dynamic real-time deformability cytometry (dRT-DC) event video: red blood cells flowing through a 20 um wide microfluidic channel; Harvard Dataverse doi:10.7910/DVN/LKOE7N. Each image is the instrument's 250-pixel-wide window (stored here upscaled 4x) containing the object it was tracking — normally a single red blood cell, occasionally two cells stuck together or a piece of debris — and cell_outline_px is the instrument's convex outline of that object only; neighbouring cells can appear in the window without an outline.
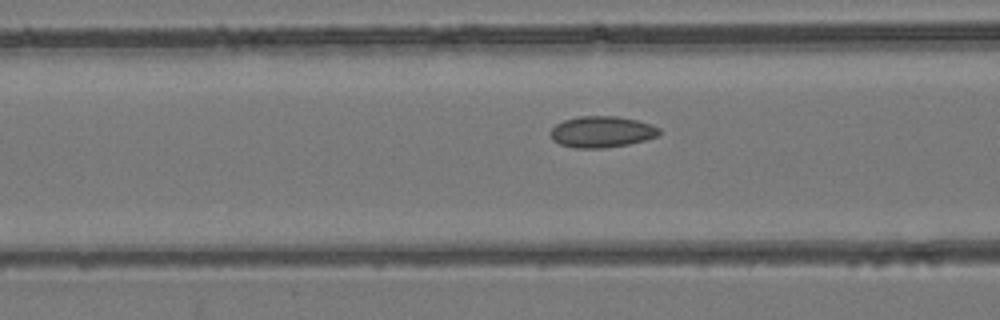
{"species": "common noctule bat (a hibernating species)", "species_latin": "Nyctalus noctula", "temperature_condition": "room temperature", "stored_images_in_passage": 8, "camera_frame_rate_fps": 3000, "um_per_image_px": 0.085, "animal": {"sex": "female", "body_mass_g": 24.6, "forearm_length_mm": 56.2}, "frame": {"image": 1, "passage_image": 7, "time_ms": 8.0, "image_size_px": [1000, 320], "cell_outline_px": [[660, 132], [656, 136], [644, 140], [628, 144], [604, 148], [576, 148], [560, 144], [552, 140], [548, 132], [556, 124], [564, 120], [580, 116], [616, 116], [636, 120], [652, 124], [660, 128]], "centroid_in_image_um": [51.12, 11.2], "position_along_channel_um": 115.5, "area_um2": 19.83}}
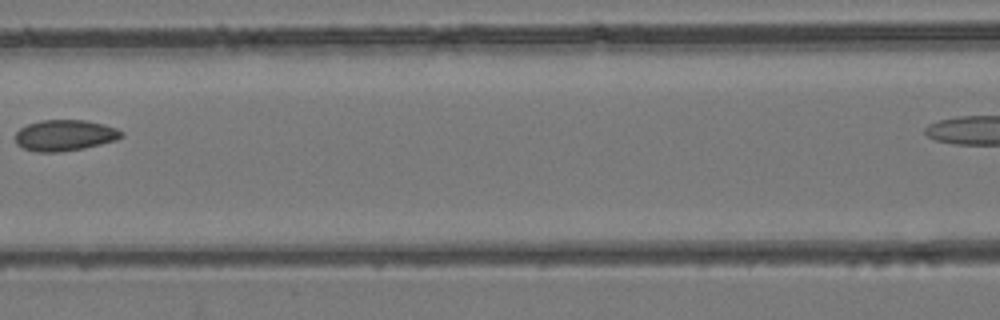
{"frame": {"image": 2, "passage_image": 8, "time_ms": 9.0, "image_size_px": [1000, 320], "cell_outline_px": [[124, 136], [116, 140], [84, 148], [56, 152], [36, 152], [24, 148], [16, 144], [16, 132], [20, 128], [28, 124], [40, 120], [84, 120], [104, 124], [116, 128], [124, 132]], "centroid_in_image_um": [5.51, 11.5], "position_along_channel_um": 161.1, "area_um2": 19.19}}